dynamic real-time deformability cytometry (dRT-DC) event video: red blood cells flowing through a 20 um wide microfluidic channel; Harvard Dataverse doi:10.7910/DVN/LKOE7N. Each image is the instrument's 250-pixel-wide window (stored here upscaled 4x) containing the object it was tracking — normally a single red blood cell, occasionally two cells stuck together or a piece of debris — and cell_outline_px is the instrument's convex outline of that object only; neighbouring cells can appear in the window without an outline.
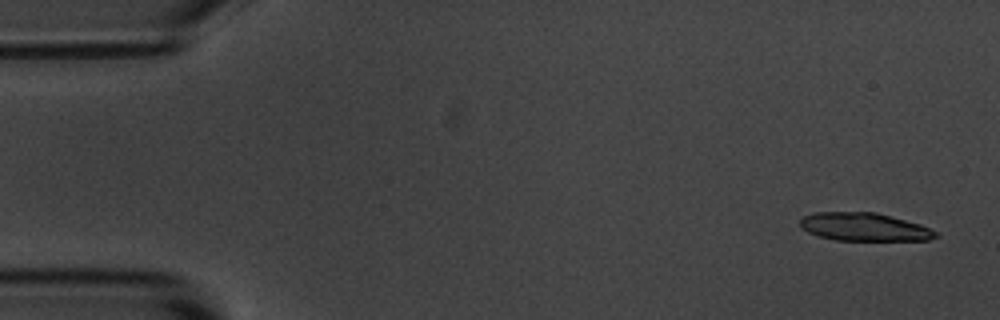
{"species": "common noctule bat (a hibernating species)", "species_latin": "Nyctalus noctula", "temperature_condition": "room temperature", "stored_images_in_passage": 17, "camera_frame_rate_fps": 3000, "um_per_image_px": 0.085, "animal": {"sex": "male", "body_mass_g": 20.1, "forearm_length_mm": 53.5}, "frame": {"image": 1, "passage_image": 1, "time_ms": 0.0, "image_size_px": [1000, 320], "cell_outline_px": [[940, 236], [928, 240], [836, 240], [820, 236], [808, 232], [800, 228], [800, 220], [804, 216], [816, 212], [876, 212], [920, 224], [940, 232]], "centroid_in_image_um": [73.5, 19.29], "position_along_channel_um": 11.5, "area_um2": 22.25}}
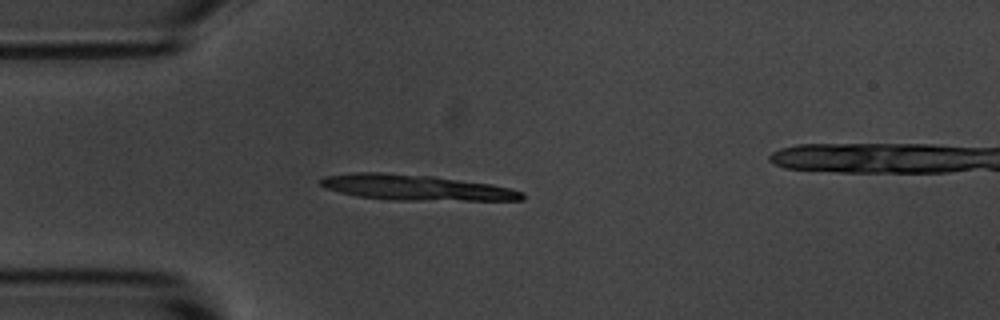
{"frame": {"image": 2, "passage_image": 13, "time_ms": 4.0, "image_size_px": [1000, 320], "cell_outline_px": [[524, 200], [392, 200], [356, 196], [324, 188], [320, 184], [320, 180], [324, 176], [352, 172], [380, 172], [432, 176], [492, 184], [524, 192]], "centroid_in_image_um": [35.32, 15.94], "position_along_channel_um": 49.7, "area_um2": 30.0}}